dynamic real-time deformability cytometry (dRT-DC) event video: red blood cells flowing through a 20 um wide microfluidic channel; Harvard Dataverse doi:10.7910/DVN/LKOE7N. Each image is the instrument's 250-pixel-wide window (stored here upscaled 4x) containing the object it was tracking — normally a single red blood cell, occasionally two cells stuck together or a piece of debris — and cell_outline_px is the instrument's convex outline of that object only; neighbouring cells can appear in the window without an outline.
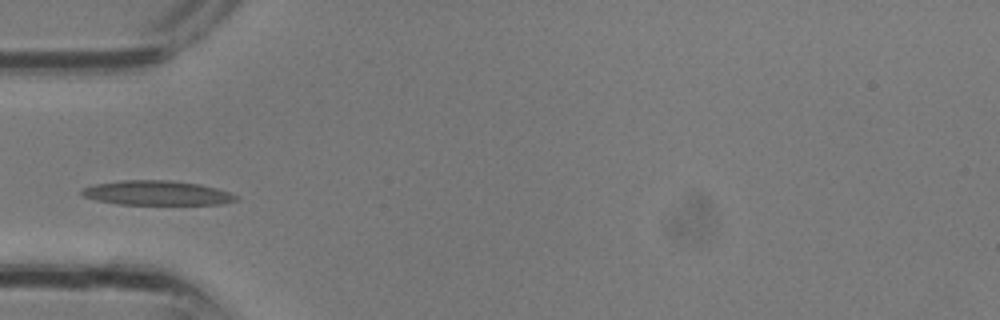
{"species": "common noctule bat (a hibernating species)", "species_latin": "Nyctalus noctula", "temperature_condition": "room temperature", "stored_images_in_passage": 21, "camera_frame_rate_fps": 3000, "um_per_image_px": 0.085, "animal": {"sex": "male", "body_mass_g": 13.3}, "frame": {"image": 1, "passage_image": 1, "time_ms": 0.0, "image_size_px": [1000, 320], "cell_outline_px": [[240, 200], [220, 204], [120, 204], [96, 200], [84, 196], [80, 192], [80, 188], [92, 184], [124, 180], [168, 180], [200, 184], [216, 188], [228, 192], [236, 196]], "centroid_in_image_um": [13.3, 16.39], "position_along_channel_um": 71.7, "area_um2": 21.96}}
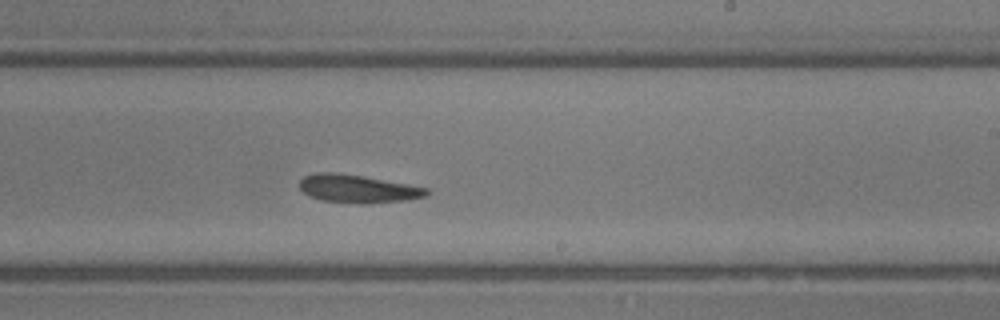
{"frame": {"image": 2, "passage_image": 10, "time_ms": 3.0, "image_size_px": [1000, 320], "cell_outline_px": [[428, 196], [408, 200], [364, 204], [360, 204], [320, 200], [308, 196], [300, 188], [300, 180], [304, 176], [316, 172], [336, 172], [364, 176], [408, 184], [428, 188]], "centroid_in_image_um": [30.41, 16.04], "position_along_channel_um": 258.6, "area_um2": 20.98}}
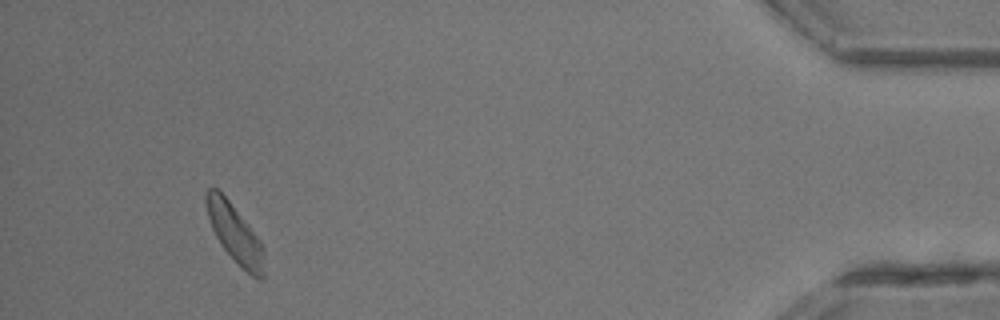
{"frame": {"image": 3, "passage_image": 21, "time_ms": 6.667, "image_size_px": [1000, 320], "cell_outline_px": [[264, 276], [260, 280], [256, 280], [220, 244], [212, 228], [208, 216], [204, 200], [204, 192], [208, 188], [216, 188], [228, 200], [260, 240], [264, 248]], "centroid_in_image_um": [19.96, 19.84], "position_along_channel_um": 415.2, "area_um2": 19.25}}